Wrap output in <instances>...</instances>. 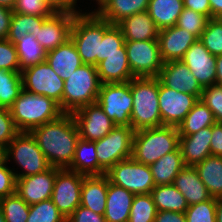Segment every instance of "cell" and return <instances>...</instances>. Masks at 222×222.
Instances as JSON below:
<instances>
[{"instance_id":"1","label":"cell","mask_w":222,"mask_h":222,"mask_svg":"<svg viewBox=\"0 0 222 222\" xmlns=\"http://www.w3.org/2000/svg\"><path fill=\"white\" fill-rule=\"evenodd\" d=\"M51 167L69 168L74 158L79 130L72 113L30 131Z\"/></svg>"},{"instance_id":"2","label":"cell","mask_w":222,"mask_h":222,"mask_svg":"<svg viewBox=\"0 0 222 222\" xmlns=\"http://www.w3.org/2000/svg\"><path fill=\"white\" fill-rule=\"evenodd\" d=\"M10 111L19 132H30L64 114L59 104L53 99L27 92L24 89L10 107Z\"/></svg>"},{"instance_id":"3","label":"cell","mask_w":222,"mask_h":222,"mask_svg":"<svg viewBox=\"0 0 222 222\" xmlns=\"http://www.w3.org/2000/svg\"><path fill=\"white\" fill-rule=\"evenodd\" d=\"M133 97L131 127L134 131L162 126L158 99V77H134L130 80Z\"/></svg>"},{"instance_id":"4","label":"cell","mask_w":222,"mask_h":222,"mask_svg":"<svg viewBox=\"0 0 222 222\" xmlns=\"http://www.w3.org/2000/svg\"><path fill=\"white\" fill-rule=\"evenodd\" d=\"M111 25L94 10L75 15L70 39L75 44L83 64L96 66L100 62V43L104 32Z\"/></svg>"},{"instance_id":"5","label":"cell","mask_w":222,"mask_h":222,"mask_svg":"<svg viewBox=\"0 0 222 222\" xmlns=\"http://www.w3.org/2000/svg\"><path fill=\"white\" fill-rule=\"evenodd\" d=\"M179 131L174 126H160L135 131L132 158L145 165H151L165 154L179 148Z\"/></svg>"},{"instance_id":"6","label":"cell","mask_w":222,"mask_h":222,"mask_svg":"<svg viewBox=\"0 0 222 222\" xmlns=\"http://www.w3.org/2000/svg\"><path fill=\"white\" fill-rule=\"evenodd\" d=\"M101 82L95 65L83 64L64 81L62 102L64 113H73L79 108L97 102Z\"/></svg>"},{"instance_id":"7","label":"cell","mask_w":222,"mask_h":222,"mask_svg":"<svg viewBox=\"0 0 222 222\" xmlns=\"http://www.w3.org/2000/svg\"><path fill=\"white\" fill-rule=\"evenodd\" d=\"M1 154L8 163L12 159L20 167H11L16 179L42 173L51 167L30 132H19ZM17 169H21V173Z\"/></svg>"},{"instance_id":"8","label":"cell","mask_w":222,"mask_h":222,"mask_svg":"<svg viewBox=\"0 0 222 222\" xmlns=\"http://www.w3.org/2000/svg\"><path fill=\"white\" fill-rule=\"evenodd\" d=\"M134 129L115 126L106 136L96 141L98 175L106 172L116 163L132 157Z\"/></svg>"},{"instance_id":"9","label":"cell","mask_w":222,"mask_h":222,"mask_svg":"<svg viewBox=\"0 0 222 222\" xmlns=\"http://www.w3.org/2000/svg\"><path fill=\"white\" fill-rule=\"evenodd\" d=\"M97 102L116 126L131 127L133 97L130 81L101 84Z\"/></svg>"},{"instance_id":"10","label":"cell","mask_w":222,"mask_h":222,"mask_svg":"<svg viewBox=\"0 0 222 222\" xmlns=\"http://www.w3.org/2000/svg\"><path fill=\"white\" fill-rule=\"evenodd\" d=\"M106 175L111 183L134 194H148L155 187L149 165L137 162L132 157L116 163Z\"/></svg>"},{"instance_id":"11","label":"cell","mask_w":222,"mask_h":222,"mask_svg":"<svg viewBox=\"0 0 222 222\" xmlns=\"http://www.w3.org/2000/svg\"><path fill=\"white\" fill-rule=\"evenodd\" d=\"M21 74L25 91L44 95L59 105L61 104L64 80L53 71L46 61L24 68Z\"/></svg>"},{"instance_id":"12","label":"cell","mask_w":222,"mask_h":222,"mask_svg":"<svg viewBox=\"0 0 222 222\" xmlns=\"http://www.w3.org/2000/svg\"><path fill=\"white\" fill-rule=\"evenodd\" d=\"M125 48L134 77H158L164 63L158 40L125 41Z\"/></svg>"},{"instance_id":"13","label":"cell","mask_w":222,"mask_h":222,"mask_svg":"<svg viewBox=\"0 0 222 222\" xmlns=\"http://www.w3.org/2000/svg\"><path fill=\"white\" fill-rule=\"evenodd\" d=\"M84 176L68 168H57L51 200L66 219L81 203Z\"/></svg>"},{"instance_id":"14","label":"cell","mask_w":222,"mask_h":222,"mask_svg":"<svg viewBox=\"0 0 222 222\" xmlns=\"http://www.w3.org/2000/svg\"><path fill=\"white\" fill-rule=\"evenodd\" d=\"M158 99L162 126L174 127H178L182 123L186 115L199 100L192 94L175 91L164 86L159 79Z\"/></svg>"},{"instance_id":"15","label":"cell","mask_w":222,"mask_h":222,"mask_svg":"<svg viewBox=\"0 0 222 222\" xmlns=\"http://www.w3.org/2000/svg\"><path fill=\"white\" fill-rule=\"evenodd\" d=\"M80 138L97 141L106 136L116 125L106 115L98 102L83 106L72 113Z\"/></svg>"},{"instance_id":"16","label":"cell","mask_w":222,"mask_h":222,"mask_svg":"<svg viewBox=\"0 0 222 222\" xmlns=\"http://www.w3.org/2000/svg\"><path fill=\"white\" fill-rule=\"evenodd\" d=\"M75 15L68 12H55L32 36L46 52L54 50L70 39Z\"/></svg>"},{"instance_id":"17","label":"cell","mask_w":222,"mask_h":222,"mask_svg":"<svg viewBox=\"0 0 222 222\" xmlns=\"http://www.w3.org/2000/svg\"><path fill=\"white\" fill-rule=\"evenodd\" d=\"M57 167L16 179V193L29 205L51 199Z\"/></svg>"},{"instance_id":"18","label":"cell","mask_w":222,"mask_h":222,"mask_svg":"<svg viewBox=\"0 0 222 222\" xmlns=\"http://www.w3.org/2000/svg\"><path fill=\"white\" fill-rule=\"evenodd\" d=\"M183 61L202 87L215 84L216 56L212 55L198 39L186 51Z\"/></svg>"},{"instance_id":"19","label":"cell","mask_w":222,"mask_h":222,"mask_svg":"<svg viewBox=\"0 0 222 222\" xmlns=\"http://www.w3.org/2000/svg\"><path fill=\"white\" fill-rule=\"evenodd\" d=\"M158 79L164 86L175 91L192 94L198 99L201 98L203 87L181 60L164 62Z\"/></svg>"},{"instance_id":"20","label":"cell","mask_w":222,"mask_h":222,"mask_svg":"<svg viewBox=\"0 0 222 222\" xmlns=\"http://www.w3.org/2000/svg\"><path fill=\"white\" fill-rule=\"evenodd\" d=\"M198 38L176 25L159 30L158 43L163 62L182 60L186 51Z\"/></svg>"},{"instance_id":"21","label":"cell","mask_w":222,"mask_h":222,"mask_svg":"<svg viewBox=\"0 0 222 222\" xmlns=\"http://www.w3.org/2000/svg\"><path fill=\"white\" fill-rule=\"evenodd\" d=\"M212 126L205 127L190 135H180L179 148L185 166L195 167L211 156Z\"/></svg>"},{"instance_id":"22","label":"cell","mask_w":222,"mask_h":222,"mask_svg":"<svg viewBox=\"0 0 222 222\" xmlns=\"http://www.w3.org/2000/svg\"><path fill=\"white\" fill-rule=\"evenodd\" d=\"M125 41L158 40L159 29L147 11L133 14L116 24Z\"/></svg>"},{"instance_id":"23","label":"cell","mask_w":222,"mask_h":222,"mask_svg":"<svg viewBox=\"0 0 222 222\" xmlns=\"http://www.w3.org/2000/svg\"><path fill=\"white\" fill-rule=\"evenodd\" d=\"M108 191V177L103 175L84 176L80 205L96 214L104 215Z\"/></svg>"},{"instance_id":"24","label":"cell","mask_w":222,"mask_h":222,"mask_svg":"<svg viewBox=\"0 0 222 222\" xmlns=\"http://www.w3.org/2000/svg\"><path fill=\"white\" fill-rule=\"evenodd\" d=\"M45 61L64 81L67 80L77 68L83 65L75 44L71 39L56 49L47 52Z\"/></svg>"},{"instance_id":"25","label":"cell","mask_w":222,"mask_h":222,"mask_svg":"<svg viewBox=\"0 0 222 222\" xmlns=\"http://www.w3.org/2000/svg\"><path fill=\"white\" fill-rule=\"evenodd\" d=\"M134 196V193L111 183L108 179L104 212L106 222H128Z\"/></svg>"},{"instance_id":"26","label":"cell","mask_w":222,"mask_h":222,"mask_svg":"<svg viewBox=\"0 0 222 222\" xmlns=\"http://www.w3.org/2000/svg\"><path fill=\"white\" fill-rule=\"evenodd\" d=\"M173 185L182 193L188 205L212 198L193 166H185L175 177Z\"/></svg>"},{"instance_id":"27","label":"cell","mask_w":222,"mask_h":222,"mask_svg":"<svg viewBox=\"0 0 222 222\" xmlns=\"http://www.w3.org/2000/svg\"><path fill=\"white\" fill-rule=\"evenodd\" d=\"M149 0H102L93 9L102 19L117 24L133 14L147 11Z\"/></svg>"},{"instance_id":"28","label":"cell","mask_w":222,"mask_h":222,"mask_svg":"<svg viewBox=\"0 0 222 222\" xmlns=\"http://www.w3.org/2000/svg\"><path fill=\"white\" fill-rule=\"evenodd\" d=\"M101 84L125 83L134 76L129 67L127 54H112L96 65Z\"/></svg>"},{"instance_id":"29","label":"cell","mask_w":222,"mask_h":222,"mask_svg":"<svg viewBox=\"0 0 222 222\" xmlns=\"http://www.w3.org/2000/svg\"><path fill=\"white\" fill-rule=\"evenodd\" d=\"M149 167L155 186L173 184L177 174L185 167L180 148L165 154Z\"/></svg>"},{"instance_id":"30","label":"cell","mask_w":222,"mask_h":222,"mask_svg":"<svg viewBox=\"0 0 222 222\" xmlns=\"http://www.w3.org/2000/svg\"><path fill=\"white\" fill-rule=\"evenodd\" d=\"M183 8V0H149L147 12L161 30L176 25Z\"/></svg>"},{"instance_id":"31","label":"cell","mask_w":222,"mask_h":222,"mask_svg":"<svg viewBox=\"0 0 222 222\" xmlns=\"http://www.w3.org/2000/svg\"><path fill=\"white\" fill-rule=\"evenodd\" d=\"M195 168L210 195L213 198H222V157H206Z\"/></svg>"},{"instance_id":"32","label":"cell","mask_w":222,"mask_h":222,"mask_svg":"<svg viewBox=\"0 0 222 222\" xmlns=\"http://www.w3.org/2000/svg\"><path fill=\"white\" fill-rule=\"evenodd\" d=\"M95 150L96 141L93 142L79 138L74 158L68 169L85 176L98 175V159Z\"/></svg>"},{"instance_id":"33","label":"cell","mask_w":222,"mask_h":222,"mask_svg":"<svg viewBox=\"0 0 222 222\" xmlns=\"http://www.w3.org/2000/svg\"><path fill=\"white\" fill-rule=\"evenodd\" d=\"M151 195L157 211L185 213L189 206L185 197L173 184L155 186Z\"/></svg>"},{"instance_id":"34","label":"cell","mask_w":222,"mask_h":222,"mask_svg":"<svg viewBox=\"0 0 222 222\" xmlns=\"http://www.w3.org/2000/svg\"><path fill=\"white\" fill-rule=\"evenodd\" d=\"M215 122L212 111L199 99L177 128L179 135H190Z\"/></svg>"},{"instance_id":"35","label":"cell","mask_w":222,"mask_h":222,"mask_svg":"<svg viewBox=\"0 0 222 222\" xmlns=\"http://www.w3.org/2000/svg\"><path fill=\"white\" fill-rule=\"evenodd\" d=\"M15 47L21 70L38 63H42L46 60L47 52L32 36V34H27L22 37L15 43Z\"/></svg>"},{"instance_id":"36","label":"cell","mask_w":222,"mask_h":222,"mask_svg":"<svg viewBox=\"0 0 222 222\" xmlns=\"http://www.w3.org/2000/svg\"><path fill=\"white\" fill-rule=\"evenodd\" d=\"M47 18L13 12L7 40L15 44L25 35L36 33Z\"/></svg>"},{"instance_id":"37","label":"cell","mask_w":222,"mask_h":222,"mask_svg":"<svg viewBox=\"0 0 222 222\" xmlns=\"http://www.w3.org/2000/svg\"><path fill=\"white\" fill-rule=\"evenodd\" d=\"M22 90L21 72L0 70V107L10 108Z\"/></svg>"},{"instance_id":"38","label":"cell","mask_w":222,"mask_h":222,"mask_svg":"<svg viewBox=\"0 0 222 222\" xmlns=\"http://www.w3.org/2000/svg\"><path fill=\"white\" fill-rule=\"evenodd\" d=\"M156 213L151 193L135 194L128 222H154Z\"/></svg>"},{"instance_id":"39","label":"cell","mask_w":222,"mask_h":222,"mask_svg":"<svg viewBox=\"0 0 222 222\" xmlns=\"http://www.w3.org/2000/svg\"><path fill=\"white\" fill-rule=\"evenodd\" d=\"M0 207L6 222H26L28 219L30 205L17 193L0 198Z\"/></svg>"},{"instance_id":"40","label":"cell","mask_w":222,"mask_h":222,"mask_svg":"<svg viewBox=\"0 0 222 222\" xmlns=\"http://www.w3.org/2000/svg\"><path fill=\"white\" fill-rule=\"evenodd\" d=\"M112 54H127L125 38L116 24H112L105 32L100 43V62Z\"/></svg>"},{"instance_id":"41","label":"cell","mask_w":222,"mask_h":222,"mask_svg":"<svg viewBox=\"0 0 222 222\" xmlns=\"http://www.w3.org/2000/svg\"><path fill=\"white\" fill-rule=\"evenodd\" d=\"M199 40L212 55H222V18L208 19Z\"/></svg>"},{"instance_id":"42","label":"cell","mask_w":222,"mask_h":222,"mask_svg":"<svg viewBox=\"0 0 222 222\" xmlns=\"http://www.w3.org/2000/svg\"><path fill=\"white\" fill-rule=\"evenodd\" d=\"M26 222H67L51 199L30 205Z\"/></svg>"},{"instance_id":"43","label":"cell","mask_w":222,"mask_h":222,"mask_svg":"<svg viewBox=\"0 0 222 222\" xmlns=\"http://www.w3.org/2000/svg\"><path fill=\"white\" fill-rule=\"evenodd\" d=\"M217 198L189 205L185 211L186 222H216Z\"/></svg>"},{"instance_id":"44","label":"cell","mask_w":222,"mask_h":222,"mask_svg":"<svg viewBox=\"0 0 222 222\" xmlns=\"http://www.w3.org/2000/svg\"><path fill=\"white\" fill-rule=\"evenodd\" d=\"M208 18L194 10L183 8L176 26L195 35L198 39L205 30Z\"/></svg>"},{"instance_id":"45","label":"cell","mask_w":222,"mask_h":222,"mask_svg":"<svg viewBox=\"0 0 222 222\" xmlns=\"http://www.w3.org/2000/svg\"><path fill=\"white\" fill-rule=\"evenodd\" d=\"M13 12L38 17H51L55 11L45 0H16Z\"/></svg>"},{"instance_id":"46","label":"cell","mask_w":222,"mask_h":222,"mask_svg":"<svg viewBox=\"0 0 222 222\" xmlns=\"http://www.w3.org/2000/svg\"><path fill=\"white\" fill-rule=\"evenodd\" d=\"M202 102L212 111L216 122L222 120V86L213 84L203 87Z\"/></svg>"},{"instance_id":"47","label":"cell","mask_w":222,"mask_h":222,"mask_svg":"<svg viewBox=\"0 0 222 222\" xmlns=\"http://www.w3.org/2000/svg\"><path fill=\"white\" fill-rule=\"evenodd\" d=\"M18 133L19 131L14 124L10 108L0 107V153Z\"/></svg>"},{"instance_id":"48","label":"cell","mask_w":222,"mask_h":222,"mask_svg":"<svg viewBox=\"0 0 222 222\" xmlns=\"http://www.w3.org/2000/svg\"><path fill=\"white\" fill-rule=\"evenodd\" d=\"M0 70L22 71L15 44L7 39H0Z\"/></svg>"},{"instance_id":"49","label":"cell","mask_w":222,"mask_h":222,"mask_svg":"<svg viewBox=\"0 0 222 222\" xmlns=\"http://www.w3.org/2000/svg\"><path fill=\"white\" fill-rule=\"evenodd\" d=\"M0 153V198L16 193V177L14 171Z\"/></svg>"},{"instance_id":"50","label":"cell","mask_w":222,"mask_h":222,"mask_svg":"<svg viewBox=\"0 0 222 222\" xmlns=\"http://www.w3.org/2000/svg\"><path fill=\"white\" fill-rule=\"evenodd\" d=\"M67 222H106L104 215H99L90 209L79 205L67 218Z\"/></svg>"},{"instance_id":"51","label":"cell","mask_w":222,"mask_h":222,"mask_svg":"<svg viewBox=\"0 0 222 222\" xmlns=\"http://www.w3.org/2000/svg\"><path fill=\"white\" fill-rule=\"evenodd\" d=\"M55 12H68L72 14H82L85 13L77 7L76 3L78 0H45ZM78 9H77V8Z\"/></svg>"},{"instance_id":"52","label":"cell","mask_w":222,"mask_h":222,"mask_svg":"<svg viewBox=\"0 0 222 222\" xmlns=\"http://www.w3.org/2000/svg\"><path fill=\"white\" fill-rule=\"evenodd\" d=\"M210 149L211 155L222 157V124L220 122L212 125Z\"/></svg>"},{"instance_id":"53","label":"cell","mask_w":222,"mask_h":222,"mask_svg":"<svg viewBox=\"0 0 222 222\" xmlns=\"http://www.w3.org/2000/svg\"><path fill=\"white\" fill-rule=\"evenodd\" d=\"M12 16V9L0 5V39H7Z\"/></svg>"},{"instance_id":"54","label":"cell","mask_w":222,"mask_h":222,"mask_svg":"<svg viewBox=\"0 0 222 222\" xmlns=\"http://www.w3.org/2000/svg\"><path fill=\"white\" fill-rule=\"evenodd\" d=\"M184 8L194 10L208 19L211 18V6L209 0H183Z\"/></svg>"},{"instance_id":"55","label":"cell","mask_w":222,"mask_h":222,"mask_svg":"<svg viewBox=\"0 0 222 222\" xmlns=\"http://www.w3.org/2000/svg\"><path fill=\"white\" fill-rule=\"evenodd\" d=\"M154 222H186L185 214L174 211H157Z\"/></svg>"},{"instance_id":"56","label":"cell","mask_w":222,"mask_h":222,"mask_svg":"<svg viewBox=\"0 0 222 222\" xmlns=\"http://www.w3.org/2000/svg\"><path fill=\"white\" fill-rule=\"evenodd\" d=\"M211 6V18H222V0H209Z\"/></svg>"},{"instance_id":"57","label":"cell","mask_w":222,"mask_h":222,"mask_svg":"<svg viewBox=\"0 0 222 222\" xmlns=\"http://www.w3.org/2000/svg\"><path fill=\"white\" fill-rule=\"evenodd\" d=\"M215 84L222 86V55L216 56V80Z\"/></svg>"},{"instance_id":"58","label":"cell","mask_w":222,"mask_h":222,"mask_svg":"<svg viewBox=\"0 0 222 222\" xmlns=\"http://www.w3.org/2000/svg\"><path fill=\"white\" fill-rule=\"evenodd\" d=\"M216 222H222V198L217 199Z\"/></svg>"},{"instance_id":"59","label":"cell","mask_w":222,"mask_h":222,"mask_svg":"<svg viewBox=\"0 0 222 222\" xmlns=\"http://www.w3.org/2000/svg\"><path fill=\"white\" fill-rule=\"evenodd\" d=\"M16 3V0H0V5L12 9Z\"/></svg>"},{"instance_id":"60","label":"cell","mask_w":222,"mask_h":222,"mask_svg":"<svg viewBox=\"0 0 222 222\" xmlns=\"http://www.w3.org/2000/svg\"><path fill=\"white\" fill-rule=\"evenodd\" d=\"M0 222H6L5 218H4V214H3V211L0 207Z\"/></svg>"},{"instance_id":"61","label":"cell","mask_w":222,"mask_h":222,"mask_svg":"<svg viewBox=\"0 0 222 222\" xmlns=\"http://www.w3.org/2000/svg\"><path fill=\"white\" fill-rule=\"evenodd\" d=\"M94 1H96L97 3V5L102 1V0H94Z\"/></svg>"}]
</instances>
